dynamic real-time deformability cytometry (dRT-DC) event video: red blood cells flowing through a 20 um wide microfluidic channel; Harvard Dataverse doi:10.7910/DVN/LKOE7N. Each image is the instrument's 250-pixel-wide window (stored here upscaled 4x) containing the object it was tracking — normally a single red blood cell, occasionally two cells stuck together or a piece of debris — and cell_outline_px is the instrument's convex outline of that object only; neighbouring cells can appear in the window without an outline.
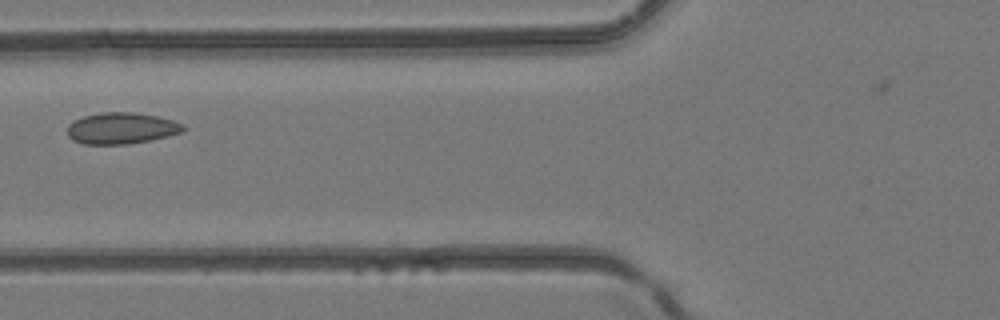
{"species": "common noctule bat (a hibernating species)", "species_latin": "Nyctalus noctula", "temperature_condition": "room temperature", "stored_images_in_passage": 3, "camera_frame_rate_fps": 3000, "um_per_image_px": 0.085, "animal": {"sex": "female", "body_mass_g": 24.6, "forearm_length_mm": 56.2}, "frame": {"image": 1, "passage_image": 2, "time_ms": 0.333, "image_size_px": [1000, 320], "cell_outline_px": [[188, 128], [184, 132], [148, 140], [128, 144], [84, 144], [72, 140], [68, 136], [68, 124], [84, 116], [100, 112], [132, 112], [156, 116], [172, 120], [184, 124]], "centroid_in_image_um": [10.34, 10.9], "position_along_channel_um": 115.5, "area_um2": 21.15}}
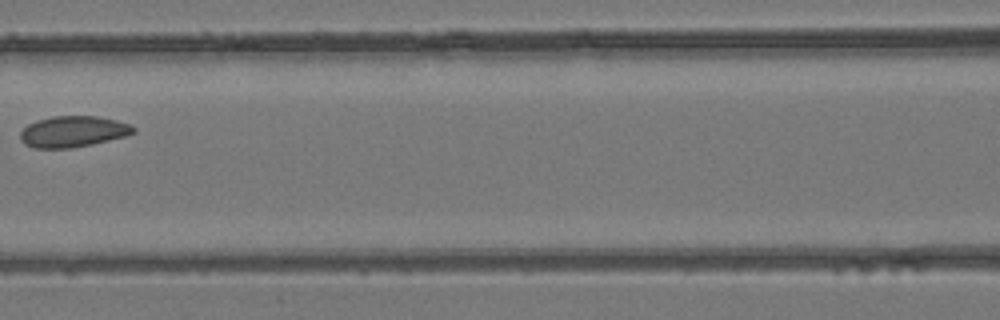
{"frame": {"image": 2, "passage_image": 3, "time_ms": 0.667, "image_size_px": [1000, 320], "cell_outline_px": [[136, 132], [124, 136], [92, 144], [72, 148], [32, 148], [24, 144], [20, 140], [20, 132], [28, 124], [36, 120], [52, 116], [96, 116], [116, 120], [128, 124], [136, 128]], "centroid_in_image_um": [6.17, 11.18], "position_along_channel_um": 160.4, "area_um2": 20.52}}